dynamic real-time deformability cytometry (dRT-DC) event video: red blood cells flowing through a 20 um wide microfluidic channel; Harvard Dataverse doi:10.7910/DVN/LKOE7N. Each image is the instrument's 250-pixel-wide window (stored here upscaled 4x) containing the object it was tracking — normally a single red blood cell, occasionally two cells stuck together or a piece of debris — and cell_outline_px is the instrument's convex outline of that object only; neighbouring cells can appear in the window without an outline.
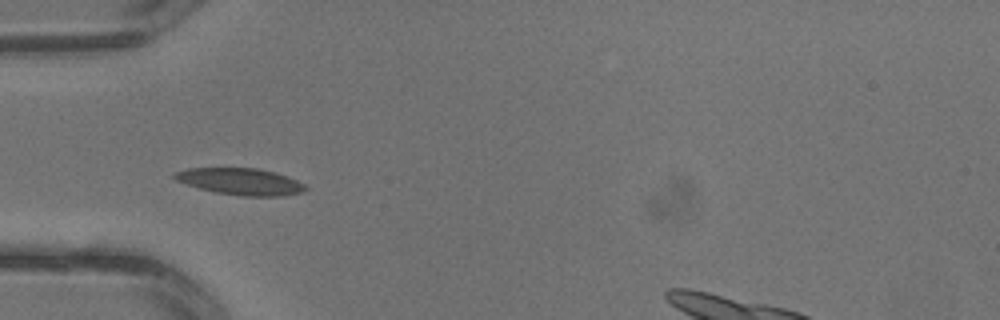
{"species": "common noctule bat (a hibernating species)", "species_latin": "Nyctalus noctula", "temperature_condition": "warm", "stored_images_in_passage": 4, "camera_frame_rate_fps": 3000, "um_per_image_px": 0.085, "animal": {"sex": "male", "body_mass_g": 13.3}, "frame": {"image": 1, "passage_image": 3, "time_ms": 0.667, "image_size_px": [1000, 320], "cell_outline_px": [[308, 188], [304, 192], [280, 196], [244, 196], [216, 192], [200, 188], [176, 180], [172, 176], [176, 172], [188, 168], [256, 168], [276, 172], [288, 176], [304, 184]], "centroid_in_image_um": [20.49, 15.42], "position_along_channel_um": 64.5, "area_um2": 20.23}}